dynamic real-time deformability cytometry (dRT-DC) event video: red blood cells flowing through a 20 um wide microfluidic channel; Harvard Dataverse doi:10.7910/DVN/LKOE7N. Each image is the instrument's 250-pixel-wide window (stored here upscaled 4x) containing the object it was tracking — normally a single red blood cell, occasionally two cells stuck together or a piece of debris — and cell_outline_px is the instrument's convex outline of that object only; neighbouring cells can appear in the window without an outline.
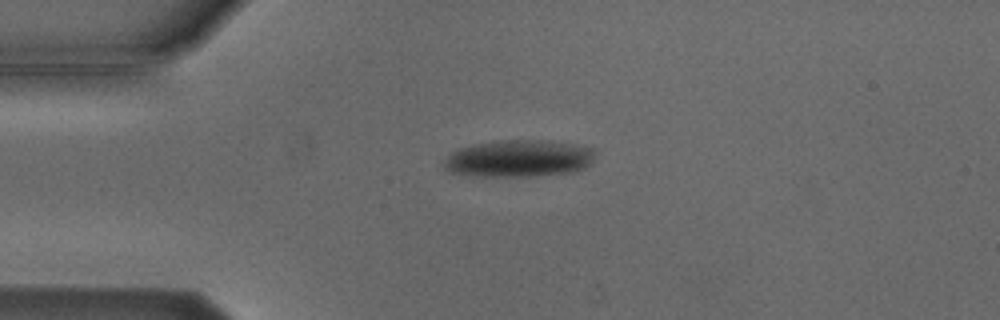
{"species": "Egyptian fruit bat (a non-hibernating species)", "species_latin": "Rousettus aegyptiacus", "temperature_condition": "cold", "stored_images_in_passage": 2, "camera_frame_rate_fps": 3000, "um_per_image_px": 0.085, "animal": {"sex": "male"}, "frame": {"image": 1, "passage_image": 2, "time_ms": 1.333, "image_size_px": [1000, 320], "cell_outline_px": [[596, 152], [592, 164], [576, 172], [532, 176], [480, 176], [448, 172], [440, 164], [452, 152], [460, 148], [472, 144], [500, 140], [540, 140], [572, 144], [592, 148]], "centroid_in_image_um": [44.1, 13.48], "position_along_channel_um": 40.9, "area_um2": 32.89}}